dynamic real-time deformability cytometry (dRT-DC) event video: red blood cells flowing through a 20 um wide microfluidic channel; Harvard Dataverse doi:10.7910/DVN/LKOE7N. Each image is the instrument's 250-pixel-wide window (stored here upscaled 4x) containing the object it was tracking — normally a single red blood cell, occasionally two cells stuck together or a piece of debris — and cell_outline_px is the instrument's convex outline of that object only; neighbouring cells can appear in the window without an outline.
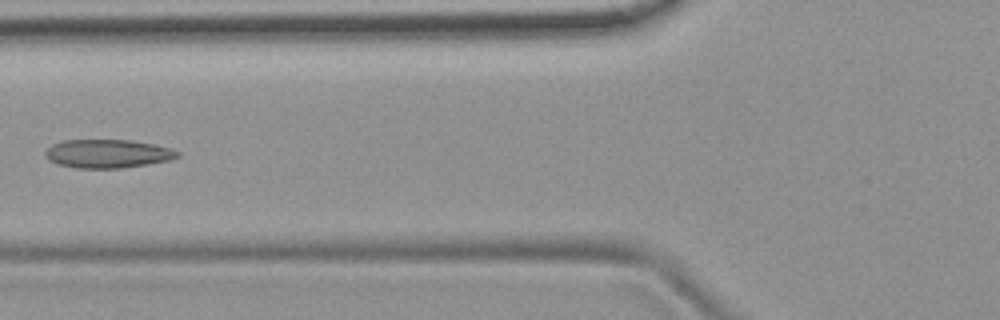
{"species": "common noctule bat (a hibernating species)", "species_latin": "Nyctalus noctula", "temperature_condition": "room temperature", "stored_images_in_passage": 6, "camera_frame_rate_fps": 3000, "um_per_image_px": 0.085, "animal": {"sex": "female", "body_mass_g": 19.9}, "frame": {"image": 1, "passage_image": 6, "time_ms": 1.667, "image_size_px": [1000, 320], "cell_outline_px": [[180, 156], [172, 160], [148, 164], [120, 168], [76, 168], [60, 164], [48, 160], [44, 156], [44, 152], [52, 144], [64, 140], [128, 140], [152, 144], [168, 148], [180, 152]], "centroid_in_image_um": [9.14, 13.07], "position_along_channel_um": 116.7, "area_um2": 21.91}}